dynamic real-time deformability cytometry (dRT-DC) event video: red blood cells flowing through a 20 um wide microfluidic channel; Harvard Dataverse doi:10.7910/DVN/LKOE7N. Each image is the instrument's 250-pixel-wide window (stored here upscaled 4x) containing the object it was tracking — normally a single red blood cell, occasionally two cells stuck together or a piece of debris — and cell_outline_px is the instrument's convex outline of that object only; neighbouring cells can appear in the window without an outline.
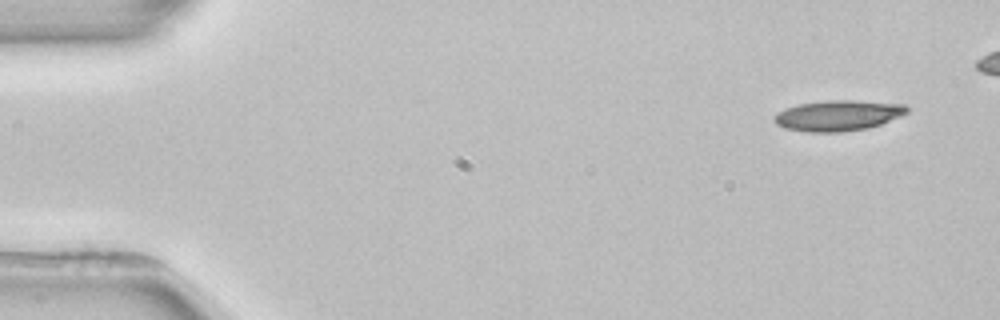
{"species": "common noctule bat (a hibernating species)", "species_latin": "Nyctalus noctula", "temperature_condition": "room temperature", "stored_images_in_passage": 4, "camera_frame_rate_fps": 3000, "um_per_image_px": 0.085, "animal": {"sex": "female", "body_mass_g": 22.7, "forearm_length_mm": 54.2}, "frame": {"image": 1, "passage_image": 1, "time_ms": 0.0, "image_size_px": [1000, 320], "cell_outline_px": [[908, 112], [900, 116], [880, 124], [868, 128], [840, 132], [808, 132], [784, 128], [776, 124], [772, 120], [772, 116], [776, 112], [784, 108], [800, 104], [828, 100], [852, 100], [904, 104], [908, 108]], "centroid_in_image_um": [71.17, 9.82], "position_along_channel_um": 13.8, "area_um2": 23.76}}